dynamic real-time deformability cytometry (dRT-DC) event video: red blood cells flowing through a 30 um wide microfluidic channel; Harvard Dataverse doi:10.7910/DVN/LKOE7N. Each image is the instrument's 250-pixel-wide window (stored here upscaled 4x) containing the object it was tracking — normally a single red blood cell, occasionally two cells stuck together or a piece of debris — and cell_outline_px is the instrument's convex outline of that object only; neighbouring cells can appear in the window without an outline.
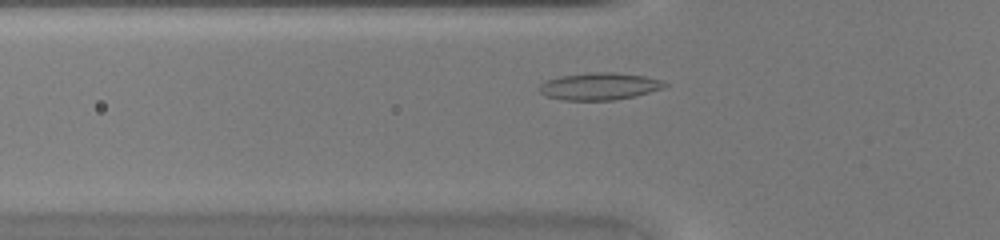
{"species": "common noctule bat (a hibernating species)", "species_latin": "Nyctalus noctula", "temperature_condition": "warm", "stored_images_in_passage": 20, "camera_frame_rate_fps": 3000, "um_per_image_px": 0.085, "animal": {"sex": "female", "body_mass_g": 20.0, "forearm_length_mm": 54.0}, "frame": {"image": 1, "passage_image": 6, "time_ms": 1.667, "image_size_px": [1000, 240], "cell_outline_px": [[668, 84], [664, 88], [636, 96], [612, 100], [560, 100], [548, 96], [540, 92], [540, 84], [548, 80], [560, 76], [588, 72], [616, 72], [644, 76], [664, 80]], "centroid_in_image_um": [50.99, 7.33], "position_along_channel_um": 74.8, "area_um2": 19.94}}
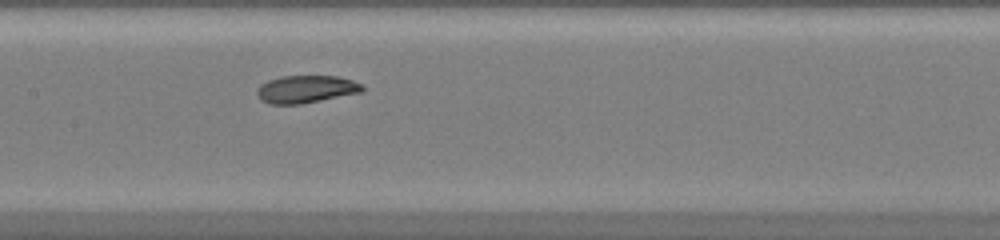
{"frame": {"image": 2, "passage_image": 13, "time_ms": 4.0, "image_size_px": [1000, 240], "cell_outline_px": [[364, 88], [360, 92], [300, 104], [268, 104], [260, 100], [256, 92], [256, 88], [260, 84], [268, 80], [280, 76], [336, 76], [352, 80], [364, 84]], "centroid_in_image_um": [25.96, 7.57], "position_along_channel_um": 181.4, "area_um2": 16.94}}
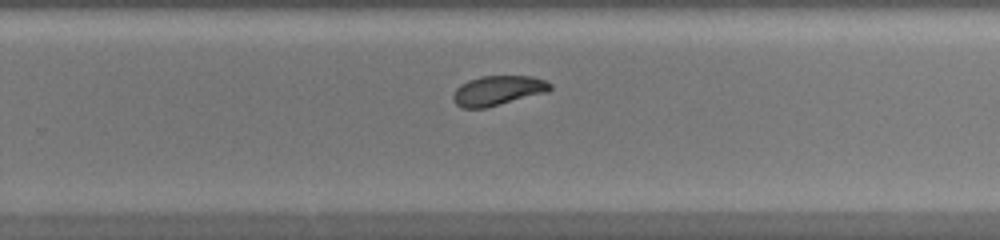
{"frame": {"image": 3, "passage_image": 20, "time_ms": 6.333, "image_size_px": [1000, 240], "cell_outline_px": [[552, 88], [548, 92], [484, 108], [460, 108], [452, 100], [452, 96], [456, 88], [460, 84], [468, 80], [480, 76], [532, 76], [544, 80], [552, 84]], "centroid_in_image_um": [42.3, 7.69], "position_along_channel_um": 287.5, "area_um2": 16.88}}